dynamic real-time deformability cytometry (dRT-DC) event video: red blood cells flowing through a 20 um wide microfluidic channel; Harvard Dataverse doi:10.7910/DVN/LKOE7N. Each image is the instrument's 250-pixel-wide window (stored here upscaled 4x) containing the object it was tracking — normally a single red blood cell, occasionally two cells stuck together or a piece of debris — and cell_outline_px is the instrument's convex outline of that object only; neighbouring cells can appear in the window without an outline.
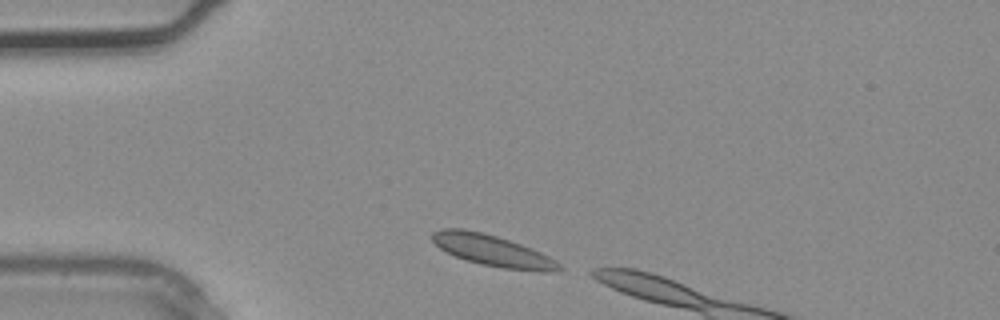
{"species": "common noctule bat (a hibernating species)", "species_latin": "Nyctalus noctula", "temperature_condition": "warm", "stored_images_in_passage": 2, "camera_frame_rate_fps": 3000, "um_per_image_px": 0.085, "animal": {"sex": "male", "body_mass_g": 20.4}, "frame": {"image": 1, "passage_image": 1, "time_ms": 0.0, "image_size_px": [1000, 320], "cell_outline_px": [[564, 268], [556, 272], [540, 272], [504, 268], [484, 264], [468, 260], [456, 256], [440, 248], [432, 240], [432, 232], [440, 228], [464, 228], [484, 232], [532, 248], [556, 260]], "centroid_in_image_um": [41.9, 21.29], "position_along_channel_um": 43.1, "area_um2": 23.0}}